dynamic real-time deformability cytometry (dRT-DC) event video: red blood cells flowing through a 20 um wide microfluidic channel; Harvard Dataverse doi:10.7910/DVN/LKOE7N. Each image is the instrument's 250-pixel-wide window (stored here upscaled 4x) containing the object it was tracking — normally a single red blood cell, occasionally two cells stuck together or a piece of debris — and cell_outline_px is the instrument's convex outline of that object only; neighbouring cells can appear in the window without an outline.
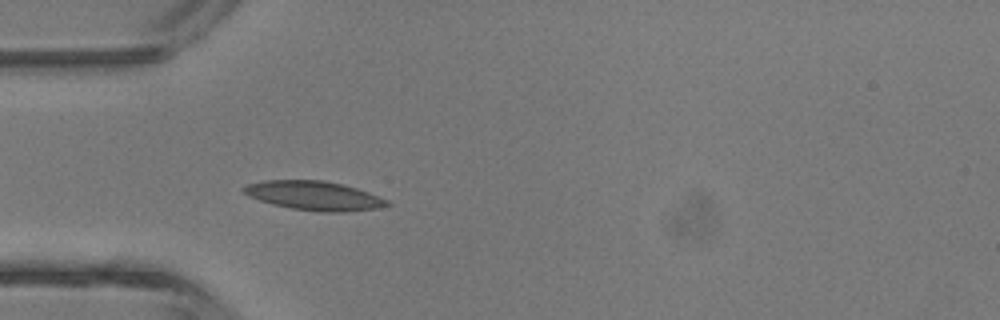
{"species": "common noctule bat (a hibernating species)", "species_latin": "Nyctalus noctula", "temperature_condition": "room temperature", "stored_images_in_passage": 3, "camera_frame_rate_fps": 3000, "um_per_image_px": 0.085, "animal": {"sex": "male", "body_mass_g": 13.3}, "frame": {"image": 1, "passage_image": 3, "time_ms": 2.333, "image_size_px": [1000, 320], "cell_outline_px": [[392, 204], [380, 208], [344, 212], [320, 212], [292, 208], [272, 204], [248, 196], [240, 188], [248, 184], [264, 180], [324, 180], [356, 188], [368, 192], [388, 200]], "centroid_in_image_um": [26.7, 16.63], "position_along_channel_um": 58.3, "area_um2": 24.28}}